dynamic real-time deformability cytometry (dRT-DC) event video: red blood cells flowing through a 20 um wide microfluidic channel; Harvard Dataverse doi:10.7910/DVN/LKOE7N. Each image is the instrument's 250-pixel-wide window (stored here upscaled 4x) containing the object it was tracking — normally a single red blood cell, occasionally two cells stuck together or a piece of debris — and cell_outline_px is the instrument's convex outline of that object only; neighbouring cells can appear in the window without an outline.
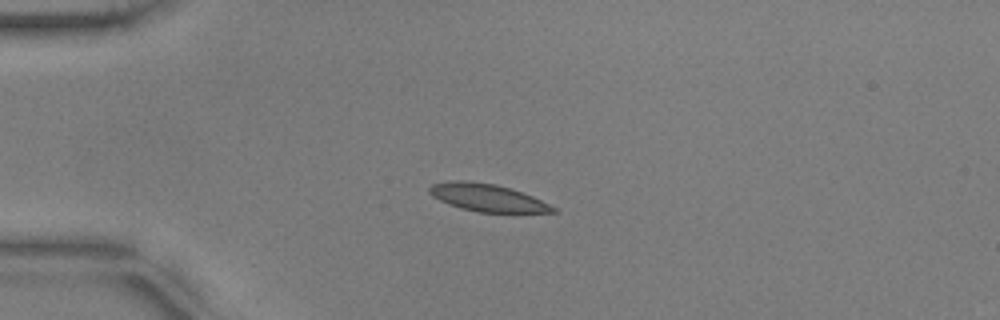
{"species": "common noctule bat (a hibernating species)", "species_latin": "Nyctalus noctula", "temperature_condition": "warm", "stored_images_in_passage": 49, "camera_frame_rate_fps": 3000, "um_per_image_px": 0.085, "animal": {"sex": "male", "body_mass_g": 17.9, "forearm_length_mm": 54.2}, "frame": {"image": 1, "passage_image": 14, "time_ms": 4.333, "image_size_px": [1000, 320], "cell_outline_px": [[560, 212], [480, 212], [460, 208], [448, 204], [432, 196], [428, 192], [428, 188], [432, 184], [452, 180], [468, 180], [496, 184], [532, 196], [556, 208]], "centroid_in_image_um": [41.37, 16.79], "position_along_channel_um": 43.6, "area_um2": 19.65}}
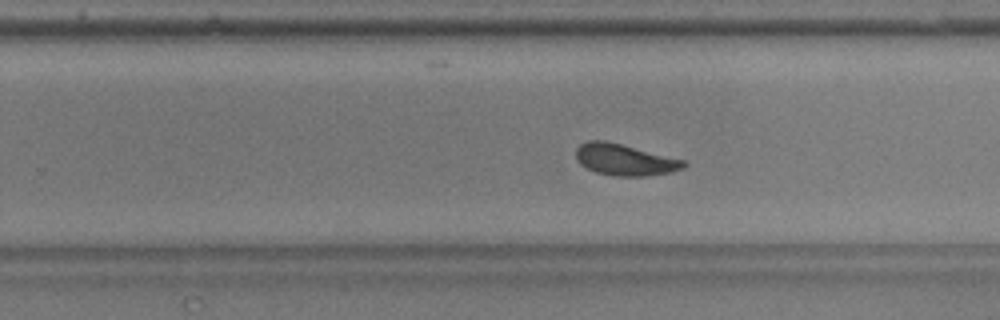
{"frame": {"image": 2, "passage_image": 35, "time_ms": 11.333, "image_size_px": [1000, 320], "cell_outline_px": [[688, 164], [684, 168], [672, 172], [648, 176], [616, 176], [596, 172], [580, 164], [576, 160], [576, 148], [580, 144], [588, 140], [604, 140], [684, 160]], "centroid_in_image_um": [53.1, 13.58], "position_along_channel_um": 276.7, "area_um2": 19.65}}
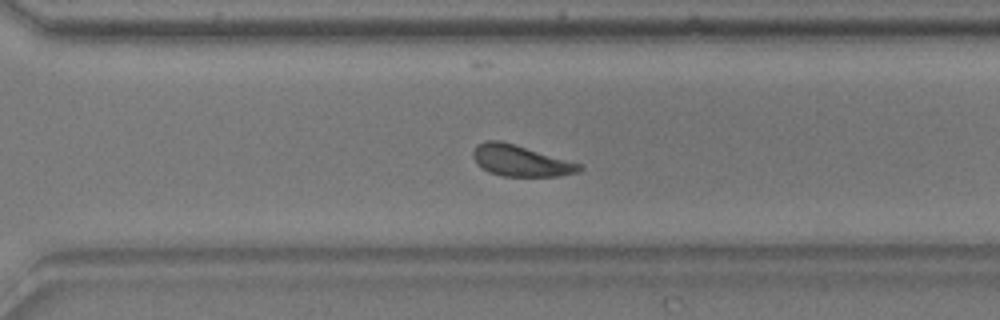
{"frame": {"image": 3, "passage_image": 39, "time_ms": 12.667, "image_size_px": [1000, 320], "cell_outline_px": [[584, 168], [580, 172], [560, 176], [504, 176], [488, 172], [476, 164], [472, 156], [472, 152], [476, 144], [484, 140], [496, 140], [512, 144], [584, 164]], "centroid_in_image_um": [44.26, 13.67], "position_along_channel_um": 326.3, "area_um2": 19.42}, "authors_computed_cell_mechanics": {"area_um2": 19.652, "velocity_mm_per_s": 3.7305, "shape_relaxation_time_tau1_ms": 4.8943, "shape_relaxation_time_tau2_ms": 2.5216, "deformation_change_tau1": 0.2024, "deformation_change_tau2": 0.1051}}